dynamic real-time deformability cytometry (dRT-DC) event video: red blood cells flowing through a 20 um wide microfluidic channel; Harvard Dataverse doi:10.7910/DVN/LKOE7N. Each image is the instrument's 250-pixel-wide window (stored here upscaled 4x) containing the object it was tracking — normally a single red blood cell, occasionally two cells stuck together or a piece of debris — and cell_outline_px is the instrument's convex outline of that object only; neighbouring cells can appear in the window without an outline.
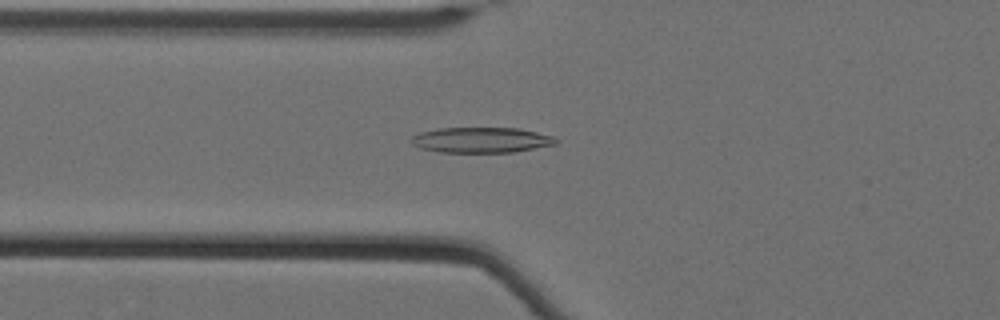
{"species": "Egyptian fruit bat (a non-hibernating species)", "species_latin": "Rousettus aegyptiacus", "temperature_condition": "cold", "stored_images_in_passage": 55, "camera_frame_rate_fps": 3000, "um_per_image_px": 0.085, "animal": {"sex": "female"}, "frame": {"image": 1, "passage_image": 20, "time_ms": 6.333, "image_size_px": [1000, 320], "cell_outline_px": [[560, 140], [556, 144], [512, 152], [440, 152], [420, 148], [412, 144], [408, 140], [412, 136], [420, 132], [440, 128], [520, 128], [552, 136]], "centroid_in_image_um": [40.88, 11.9], "position_along_channel_um": 84.9, "area_um2": 21.44}}
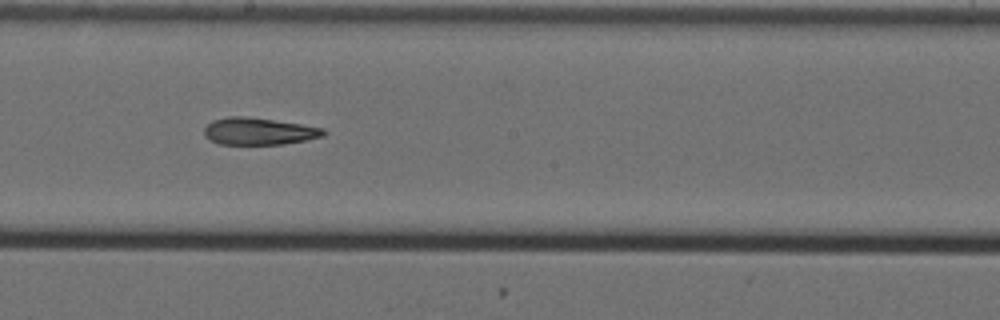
{"frame": {"image": 2, "passage_image": 32, "time_ms": 10.333, "image_size_px": [1000, 320], "cell_outline_px": [[328, 132], [324, 136], [284, 144], [220, 144], [208, 140], [204, 136], [204, 128], [212, 120], [228, 116], [248, 116], [300, 124], [324, 128]], "centroid_in_image_um": [21.98, 11.15], "position_along_channel_um": 226.2, "area_um2": 18.96}}
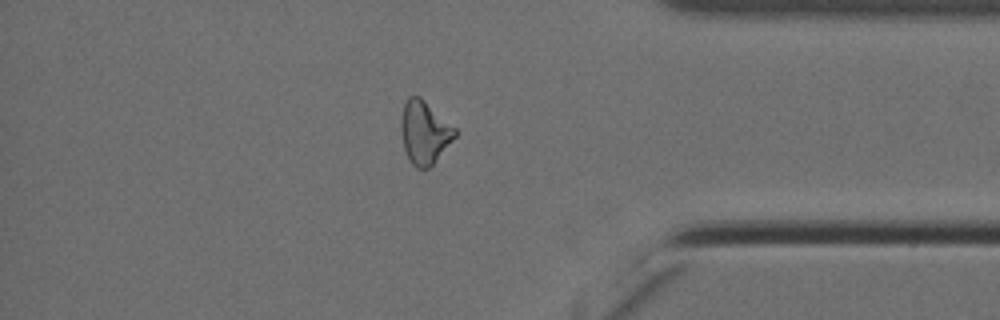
{"frame": {"image": 3, "passage_image": 48, "time_ms": 15.667, "image_size_px": [1000, 320], "cell_outline_px": [[456, 136], [432, 164], [428, 168], [416, 168], [412, 164], [404, 148], [400, 128], [400, 120], [404, 104], [408, 96], [420, 96], [456, 128]], "centroid_in_image_um": [36.06, 11.23], "position_along_channel_um": 399.1, "area_um2": 19.59}}